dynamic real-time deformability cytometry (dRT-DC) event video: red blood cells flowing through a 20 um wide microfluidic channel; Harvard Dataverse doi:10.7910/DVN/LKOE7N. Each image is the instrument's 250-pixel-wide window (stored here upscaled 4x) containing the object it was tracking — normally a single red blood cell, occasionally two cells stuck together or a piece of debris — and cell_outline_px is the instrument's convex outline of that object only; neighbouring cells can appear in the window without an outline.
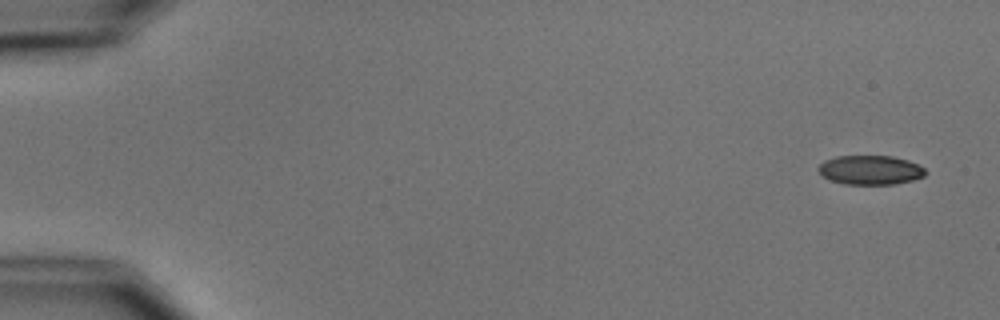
{"species": "common noctule bat (a hibernating species)", "species_latin": "Nyctalus noctula", "temperature_condition": "cold", "stored_images_in_passage": 5, "camera_frame_rate_fps": 3000, "um_per_image_px": 0.085, "animal": {"sex": "male", "body_mass_g": 15.6}, "frame": {"image": 1, "passage_image": 1, "time_ms": 0.0, "image_size_px": [1000, 320], "cell_outline_px": [[928, 172], [924, 176], [912, 180], [892, 184], [844, 184], [832, 180], [824, 176], [816, 168], [824, 160], [836, 156], [892, 156], [908, 160], [924, 168]], "centroid_in_image_um": [73.98, 14.44], "position_along_channel_um": 11.0, "area_um2": 18.15}}
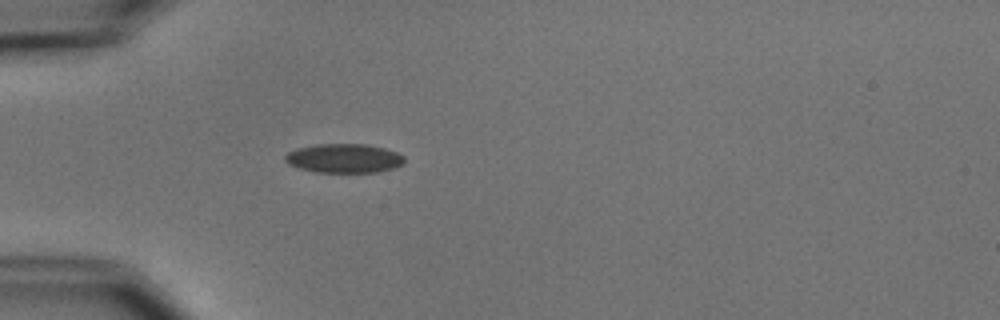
{"frame": {"image": 2, "passage_image": 5, "time_ms": 4.667, "image_size_px": [1000, 320], "cell_outline_px": [[404, 164], [396, 168], [380, 172], [316, 172], [300, 168], [288, 164], [284, 160], [284, 156], [288, 152], [296, 148], [316, 144], [368, 144], [384, 148], [396, 152], [404, 156]], "centroid_in_image_um": [29.26, 13.45], "position_along_channel_um": 55.7, "area_um2": 20.4}}